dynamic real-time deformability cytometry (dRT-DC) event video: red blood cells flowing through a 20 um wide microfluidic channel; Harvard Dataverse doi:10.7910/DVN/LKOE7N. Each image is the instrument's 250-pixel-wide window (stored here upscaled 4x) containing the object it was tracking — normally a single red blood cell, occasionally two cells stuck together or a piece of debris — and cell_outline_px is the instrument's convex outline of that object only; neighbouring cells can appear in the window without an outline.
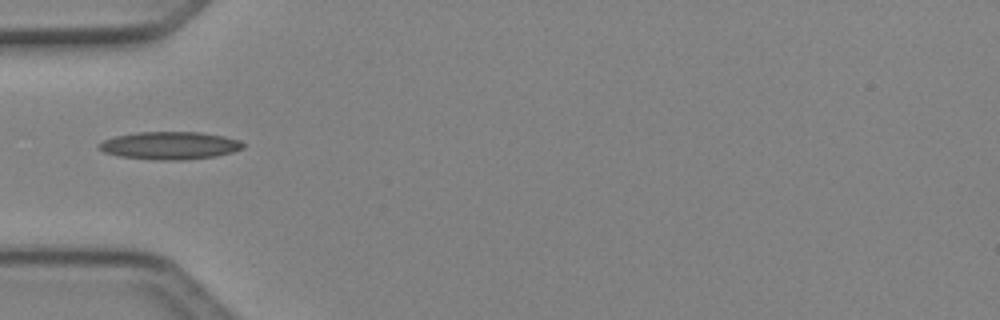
{"species": "Egyptian fruit bat (a non-hibernating species)", "species_latin": "Rousettus aegyptiacus", "temperature_condition": "cold", "stored_images_in_passage": 3, "camera_frame_rate_fps": 3000, "um_per_image_px": 0.085, "animal": {"sex": "female"}, "frame": {"image": 1, "passage_image": 1, "time_ms": 0.0, "image_size_px": [1000, 320], "cell_outline_px": [[244, 148], [232, 152], [216, 156], [184, 160], [152, 160], [120, 156], [104, 152], [96, 148], [96, 144], [104, 140], [116, 136], [136, 132], [200, 132], [224, 136], [240, 140], [244, 144]], "centroid_in_image_um": [14.42, 12.37], "position_along_channel_um": 70.6, "area_um2": 23.47}}
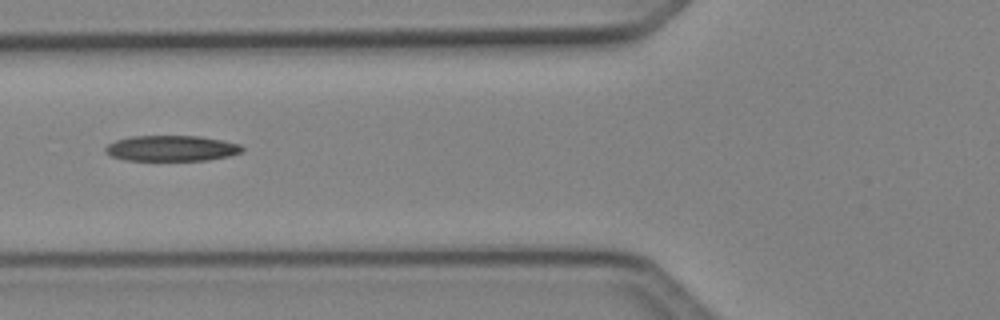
{"frame": {"image": 2, "passage_image": 2, "time_ms": 0.333, "image_size_px": [1000, 320], "cell_outline_px": [[244, 152], [228, 156], [208, 160], [128, 160], [112, 156], [104, 152], [104, 148], [108, 144], [116, 140], [128, 136], [200, 136], [224, 140], [240, 144], [244, 148]], "centroid_in_image_um": [14.6, 12.6], "position_along_channel_um": 111.2, "area_um2": 20.58}}
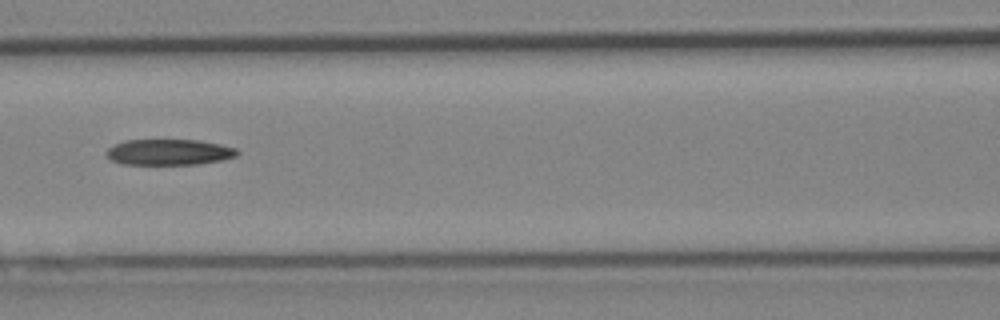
{"frame": {"image": 3, "passage_image": 3, "time_ms": 0.667, "image_size_px": [1000, 320], "cell_outline_px": [[240, 152], [236, 156], [220, 160], [200, 164], [120, 164], [112, 160], [104, 152], [112, 144], [124, 140], [200, 140], [220, 144], [236, 148]], "centroid_in_image_um": [14.34, 12.92], "position_along_channel_um": 152.3, "area_um2": 19.83}}